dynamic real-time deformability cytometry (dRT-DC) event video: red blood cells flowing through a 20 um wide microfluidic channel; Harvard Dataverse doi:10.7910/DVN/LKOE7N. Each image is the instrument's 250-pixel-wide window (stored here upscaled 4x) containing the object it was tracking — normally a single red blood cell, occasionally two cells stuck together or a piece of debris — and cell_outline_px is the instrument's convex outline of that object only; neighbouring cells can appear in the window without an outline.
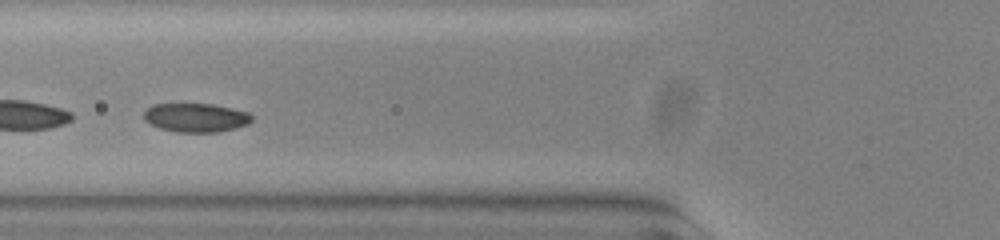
{"species": "common noctule bat (a hibernating species)", "species_latin": "Nyctalus noctula", "temperature_condition": "warm", "stored_images_in_passage": 31, "segment_of_instrument_passage": [2, 2], "camera_frame_rate_fps": 3000, "um_per_image_px": 0.085, "animal": {"sex": "female", "body_mass_g": 23.0, "forearm_length_mm": 53.4}, "frame": {"image": 1, "passage_image": 11, "time_ms": 3.333, "image_size_px": [1000, 240], "cell_outline_px": [[252, 120], [248, 124], [216, 132], [176, 132], [160, 128], [144, 120], [144, 112], [152, 104], [212, 104], [232, 108], [248, 112], [252, 116]], "centroid_in_image_um": [16.64, 9.99], "position_along_channel_um": 109.2, "area_um2": 17.98}}
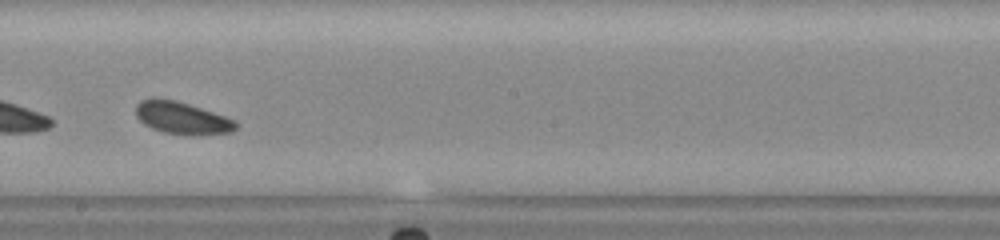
{"frame": {"image": 2, "passage_image": 21, "time_ms": 6.667, "image_size_px": [1000, 240], "cell_outline_px": [[240, 124], [232, 132], [192, 136], [164, 132], [152, 128], [144, 124], [136, 116], [136, 104], [140, 100], [152, 96], [176, 100], [236, 120]], "centroid_in_image_um": [15.46, 10.02], "position_along_channel_um": 232.7, "area_um2": 19.07}}